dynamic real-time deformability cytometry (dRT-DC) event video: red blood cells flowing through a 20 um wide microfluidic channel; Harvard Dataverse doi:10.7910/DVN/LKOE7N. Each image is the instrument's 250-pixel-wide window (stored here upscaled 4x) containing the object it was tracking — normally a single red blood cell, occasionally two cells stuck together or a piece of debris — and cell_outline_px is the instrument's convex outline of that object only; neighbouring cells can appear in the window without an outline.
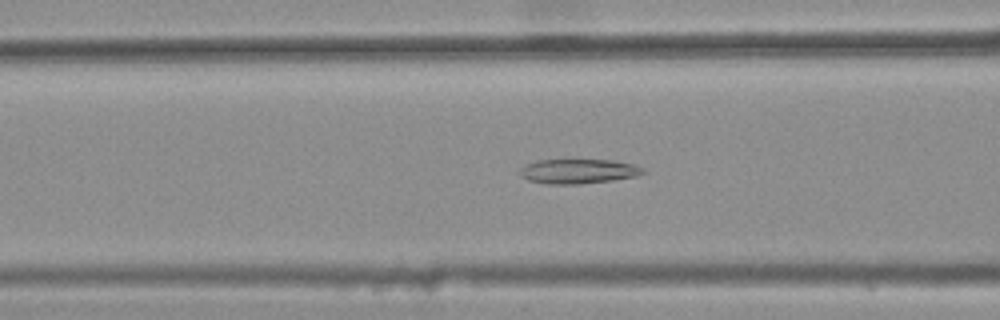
{"species": "common noctule bat (a hibernating species)", "species_latin": "Nyctalus noctula", "temperature_condition": "warm", "stored_images_in_passage": 42, "camera_frame_rate_fps": 3000, "um_per_image_px": 0.085, "animal": {"sex": "female", "body_mass_g": 25.1}, "frame": {"image": 1, "passage_image": 17, "time_ms": 5.333, "image_size_px": [1000, 320], "cell_outline_px": [[644, 172], [636, 176], [612, 180], [580, 184], [548, 184], [528, 180], [520, 176], [520, 168], [524, 164], [536, 160], [612, 160], [632, 164], [644, 168]], "centroid_in_image_um": [49.1, 14.56], "position_along_channel_um": 117.5, "area_um2": 17.63}}
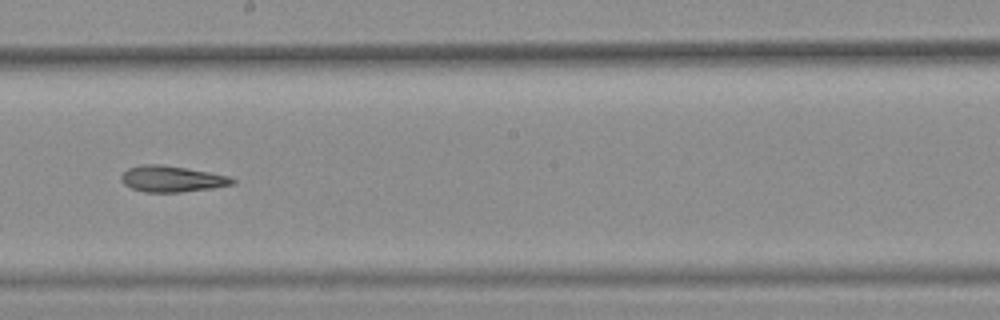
{"frame": {"image": 2, "passage_image": 26, "time_ms": 8.333, "image_size_px": [1000, 320], "cell_outline_px": [[236, 180], [232, 184], [212, 188], [180, 192], [144, 192], [132, 188], [124, 184], [120, 180], [120, 176], [128, 168], [144, 164], [160, 164], [208, 172], [228, 176]], "centroid_in_image_um": [14.56, 15.21], "position_along_channel_um": 233.6, "area_um2": 16.7}}
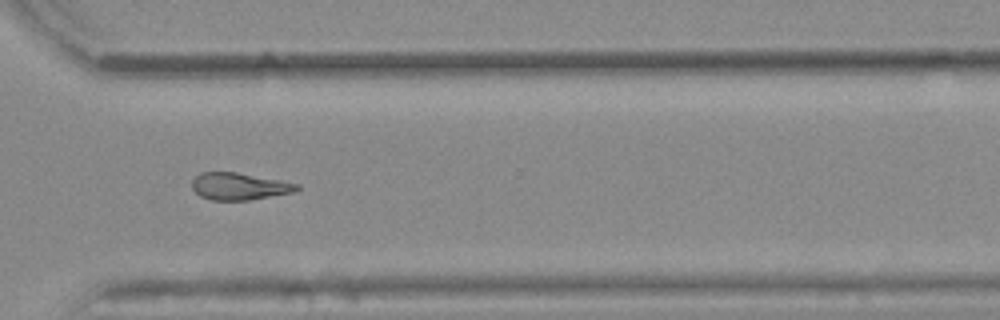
{"frame": {"image": 3, "passage_image": 35, "time_ms": 11.333, "image_size_px": [1000, 320], "cell_outline_px": [[300, 188], [292, 192], [248, 200], [208, 200], [200, 196], [192, 188], [192, 180], [200, 172], [236, 172], [280, 180], [300, 184]], "centroid_in_image_um": [20.3, 15.83], "position_along_channel_um": 350.3, "area_um2": 16.47}}